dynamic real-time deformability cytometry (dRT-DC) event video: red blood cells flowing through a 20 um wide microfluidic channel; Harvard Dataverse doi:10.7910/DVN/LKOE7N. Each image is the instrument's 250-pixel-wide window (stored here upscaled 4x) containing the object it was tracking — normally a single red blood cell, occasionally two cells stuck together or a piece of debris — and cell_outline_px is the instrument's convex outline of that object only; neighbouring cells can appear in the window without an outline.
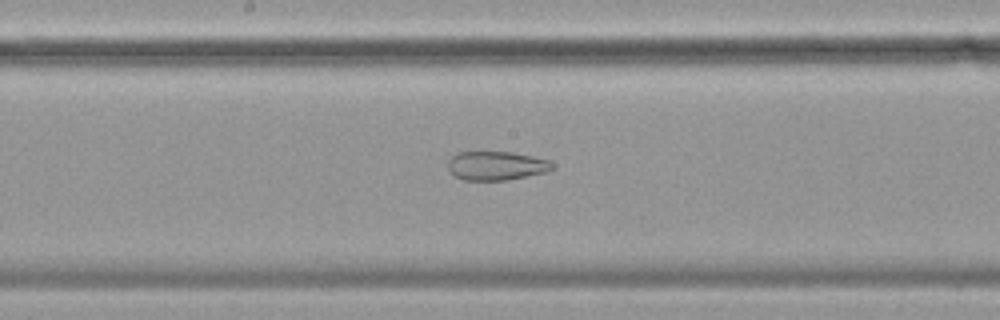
{"species": "common noctule bat (a hibernating species)", "species_latin": "Nyctalus noctula", "temperature_condition": "cold", "stored_images_in_passage": 52, "camera_frame_rate_fps": 3000, "um_per_image_px": 0.085, "animal": {"sex": "female", "body_mass_g": 19.9}, "frame": {"image": 1, "passage_image": 30, "time_ms": 9.667, "image_size_px": [1000, 320], "cell_outline_px": [[552, 168], [544, 172], [508, 180], [464, 180], [456, 176], [448, 168], [448, 160], [456, 152], [512, 152], [532, 156], [548, 160], [552, 164]], "centroid_in_image_um": [42.14, 14.08], "position_along_channel_um": 206.1, "area_um2": 17.34}}
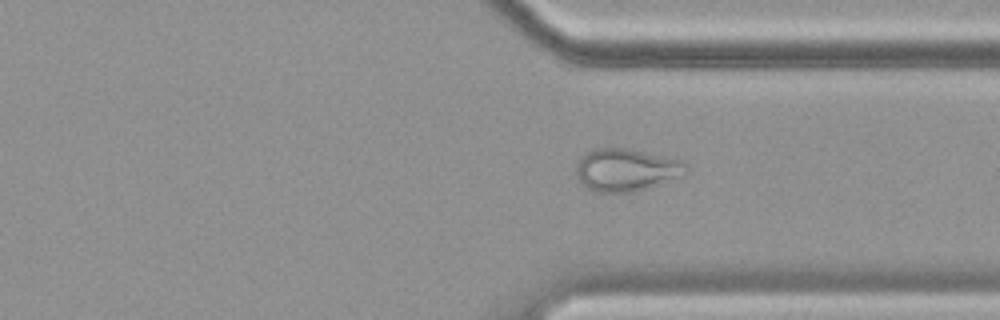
{"frame": {"image": 2, "passage_image": 43, "time_ms": 14.0, "image_size_px": [1000, 320], "cell_outline_px": [[688, 176], [632, 192], [596, 192], [588, 188], [576, 176], [576, 164], [588, 152], [596, 148], [628, 148], [680, 160], [688, 168]], "centroid_in_image_um": [53.28, 14.45], "position_along_channel_um": 358.1, "area_um2": 27.22}}
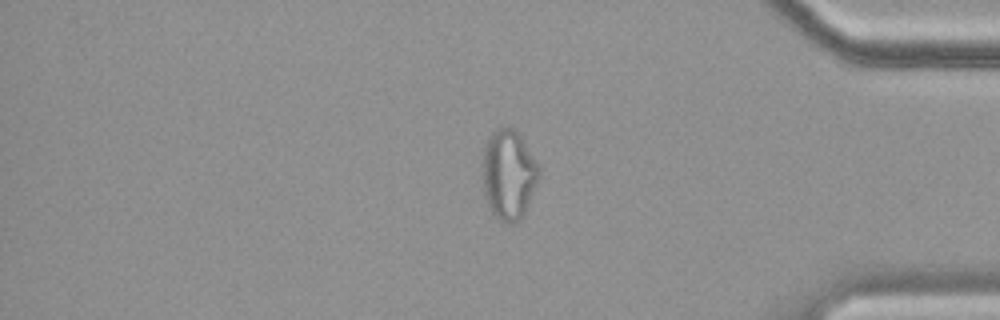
{"frame": {"image": 3, "passage_image": 48, "time_ms": 15.667, "image_size_px": [1000, 320], "cell_outline_px": [[540, 176], [524, 216], [520, 220], [512, 224], [508, 224], [492, 216], [488, 208], [484, 192], [480, 168], [480, 164], [484, 144], [488, 136], [492, 132], [500, 128], [512, 128], [520, 136], [540, 164]], "centroid_in_image_um": [43.21, 14.87], "position_along_channel_um": 392.0, "area_um2": 30.52}}